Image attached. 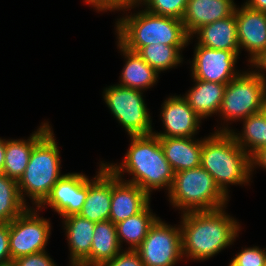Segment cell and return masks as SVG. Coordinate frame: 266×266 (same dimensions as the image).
Listing matches in <instances>:
<instances>
[{
  "label": "cell",
  "instance_id": "obj_33",
  "mask_svg": "<svg viewBox=\"0 0 266 266\" xmlns=\"http://www.w3.org/2000/svg\"><path fill=\"white\" fill-rule=\"evenodd\" d=\"M11 266H57L46 251L19 257Z\"/></svg>",
  "mask_w": 266,
  "mask_h": 266
},
{
  "label": "cell",
  "instance_id": "obj_40",
  "mask_svg": "<svg viewBox=\"0 0 266 266\" xmlns=\"http://www.w3.org/2000/svg\"><path fill=\"white\" fill-rule=\"evenodd\" d=\"M263 112L266 114V96L263 101Z\"/></svg>",
  "mask_w": 266,
  "mask_h": 266
},
{
  "label": "cell",
  "instance_id": "obj_30",
  "mask_svg": "<svg viewBox=\"0 0 266 266\" xmlns=\"http://www.w3.org/2000/svg\"><path fill=\"white\" fill-rule=\"evenodd\" d=\"M266 248L258 246L240 250L233 258L241 266H266Z\"/></svg>",
  "mask_w": 266,
  "mask_h": 266
},
{
  "label": "cell",
  "instance_id": "obj_3",
  "mask_svg": "<svg viewBox=\"0 0 266 266\" xmlns=\"http://www.w3.org/2000/svg\"><path fill=\"white\" fill-rule=\"evenodd\" d=\"M116 21L118 42L127 50L137 53L150 44L188 45L191 37L182 20L153 14L146 9L126 14Z\"/></svg>",
  "mask_w": 266,
  "mask_h": 266
},
{
  "label": "cell",
  "instance_id": "obj_1",
  "mask_svg": "<svg viewBox=\"0 0 266 266\" xmlns=\"http://www.w3.org/2000/svg\"><path fill=\"white\" fill-rule=\"evenodd\" d=\"M224 208L181 212L183 257L208 260L234 243L241 226Z\"/></svg>",
  "mask_w": 266,
  "mask_h": 266
},
{
  "label": "cell",
  "instance_id": "obj_35",
  "mask_svg": "<svg viewBox=\"0 0 266 266\" xmlns=\"http://www.w3.org/2000/svg\"><path fill=\"white\" fill-rule=\"evenodd\" d=\"M251 175L255 167L261 166V168L266 169V146L257 150L251 157ZM254 168V169H253Z\"/></svg>",
  "mask_w": 266,
  "mask_h": 266
},
{
  "label": "cell",
  "instance_id": "obj_15",
  "mask_svg": "<svg viewBox=\"0 0 266 266\" xmlns=\"http://www.w3.org/2000/svg\"><path fill=\"white\" fill-rule=\"evenodd\" d=\"M101 161L97 175L90 180L87 176V196L78 213L93 222L109 220L111 205V170Z\"/></svg>",
  "mask_w": 266,
  "mask_h": 266
},
{
  "label": "cell",
  "instance_id": "obj_12",
  "mask_svg": "<svg viewBox=\"0 0 266 266\" xmlns=\"http://www.w3.org/2000/svg\"><path fill=\"white\" fill-rule=\"evenodd\" d=\"M86 196L87 176L83 173H66L53 186L50 195L38 209L42 210L49 205L62 218L78 215Z\"/></svg>",
  "mask_w": 266,
  "mask_h": 266
},
{
  "label": "cell",
  "instance_id": "obj_26",
  "mask_svg": "<svg viewBox=\"0 0 266 266\" xmlns=\"http://www.w3.org/2000/svg\"><path fill=\"white\" fill-rule=\"evenodd\" d=\"M241 133L230 129L235 142L251 157L266 146V114L261 111L245 118Z\"/></svg>",
  "mask_w": 266,
  "mask_h": 266
},
{
  "label": "cell",
  "instance_id": "obj_25",
  "mask_svg": "<svg viewBox=\"0 0 266 266\" xmlns=\"http://www.w3.org/2000/svg\"><path fill=\"white\" fill-rule=\"evenodd\" d=\"M158 218L149 202L139 213L115 224L120 246L125 242L129 244L127 250H136Z\"/></svg>",
  "mask_w": 266,
  "mask_h": 266
},
{
  "label": "cell",
  "instance_id": "obj_8",
  "mask_svg": "<svg viewBox=\"0 0 266 266\" xmlns=\"http://www.w3.org/2000/svg\"><path fill=\"white\" fill-rule=\"evenodd\" d=\"M143 97L142 91L118 84L104 89L105 103L129 136L148 135L153 132L152 119Z\"/></svg>",
  "mask_w": 266,
  "mask_h": 266
},
{
  "label": "cell",
  "instance_id": "obj_39",
  "mask_svg": "<svg viewBox=\"0 0 266 266\" xmlns=\"http://www.w3.org/2000/svg\"><path fill=\"white\" fill-rule=\"evenodd\" d=\"M229 266H241L234 259H232L229 263Z\"/></svg>",
  "mask_w": 266,
  "mask_h": 266
},
{
  "label": "cell",
  "instance_id": "obj_21",
  "mask_svg": "<svg viewBox=\"0 0 266 266\" xmlns=\"http://www.w3.org/2000/svg\"><path fill=\"white\" fill-rule=\"evenodd\" d=\"M197 35V43L211 49H222L239 54V43L237 39V23L235 14L206 24L199 28L194 34Z\"/></svg>",
  "mask_w": 266,
  "mask_h": 266
},
{
  "label": "cell",
  "instance_id": "obj_24",
  "mask_svg": "<svg viewBox=\"0 0 266 266\" xmlns=\"http://www.w3.org/2000/svg\"><path fill=\"white\" fill-rule=\"evenodd\" d=\"M122 250L117 237L116 225L110 220L96 222L90 250V266H101Z\"/></svg>",
  "mask_w": 266,
  "mask_h": 266
},
{
  "label": "cell",
  "instance_id": "obj_34",
  "mask_svg": "<svg viewBox=\"0 0 266 266\" xmlns=\"http://www.w3.org/2000/svg\"><path fill=\"white\" fill-rule=\"evenodd\" d=\"M12 264L9 251V223H0V266Z\"/></svg>",
  "mask_w": 266,
  "mask_h": 266
},
{
  "label": "cell",
  "instance_id": "obj_13",
  "mask_svg": "<svg viewBox=\"0 0 266 266\" xmlns=\"http://www.w3.org/2000/svg\"><path fill=\"white\" fill-rule=\"evenodd\" d=\"M237 39L239 49H245L251 64L266 50V13L246 5L236 6Z\"/></svg>",
  "mask_w": 266,
  "mask_h": 266
},
{
  "label": "cell",
  "instance_id": "obj_18",
  "mask_svg": "<svg viewBox=\"0 0 266 266\" xmlns=\"http://www.w3.org/2000/svg\"><path fill=\"white\" fill-rule=\"evenodd\" d=\"M62 220L70 250V266H90L95 222L79 215H70Z\"/></svg>",
  "mask_w": 266,
  "mask_h": 266
},
{
  "label": "cell",
  "instance_id": "obj_31",
  "mask_svg": "<svg viewBox=\"0 0 266 266\" xmlns=\"http://www.w3.org/2000/svg\"><path fill=\"white\" fill-rule=\"evenodd\" d=\"M143 0H84L85 3L92 5L98 12L107 11H128L134 7L142 6Z\"/></svg>",
  "mask_w": 266,
  "mask_h": 266
},
{
  "label": "cell",
  "instance_id": "obj_28",
  "mask_svg": "<svg viewBox=\"0 0 266 266\" xmlns=\"http://www.w3.org/2000/svg\"><path fill=\"white\" fill-rule=\"evenodd\" d=\"M29 205L22 200L17 181L0 173V223H9Z\"/></svg>",
  "mask_w": 266,
  "mask_h": 266
},
{
  "label": "cell",
  "instance_id": "obj_14",
  "mask_svg": "<svg viewBox=\"0 0 266 266\" xmlns=\"http://www.w3.org/2000/svg\"><path fill=\"white\" fill-rule=\"evenodd\" d=\"M164 132H152L158 137H194L200 129L201 118L181 95L169 96L162 104Z\"/></svg>",
  "mask_w": 266,
  "mask_h": 266
},
{
  "label": "cell",
  "instance_id": "obj_2",
  "mask_svg": "<svg viewBox=\"0 0 266 266\" xmlns=\"http://www.w3.org/2000/svg\"><path fill=\"white\" fill-rule=\"evenodd\" d=\"M131 143L122 163H106L105 165L119 178L136 184L150 197L153 190L165 188L170 191L174 180V171L164 155L159 137L148 135H132ZM132 175L125 180L123 173Z\"/></svg>",
  "mask_w": 266,
  "mask_h": 266
},
{
  "label": "cell",
  "instance_id": "obj_7",
  "mask_svg": "<svg viewBox=\"0 0 266 266\" xmlns=\"http://www.w3.org/2000/svg\"><path fill=\"white\" fill-rule=\"evenodd\" d=\"M266 81L255 70L241 72L226 84L222 104L218 112L223 123L216 132H229L228 121H242L263 111ZM222 116V117H221Z\"/></svg>",
  "mask_w": 266,
  "mask_h": 266
},
{
  "label": "cell",
  "instance_id": "obj_9",
  "mask_svg": "<svg viewBox=\"0 0 266 266\" xmlns=\"http://www.w3.org/2000/svg\"><path fill=\"white\" fill-rule=\"evenodd\" d=\"M38 211V208L30 207L9 222V251L12 261L46 251L51 223L50 219L41 217Z\"/></svg>",
  "mask_w": 266,
  "mask_h": 266
},
{
  "label": "cell",
  "instance_id": "obj_16",
  "mask_svg": "<svg viewBox=\"0 0 266 266\" xmlns=\"http://www.w3.org/2000/svg\"><path fill=\"white\" fill-rule=\"evenodd\" d=\"M150 196L136 184L119 179L111 171V205L109 220L117 224L139 213Z\"/></svg>",
  "mask_w": 266,
  "mask_h": 266
},
{
  "label": "cell",
  "instance_id": "obj_10",
  "mask_svg": "<svg viewBox=\"0 0 266 266\" xmlns=\"http://www.w3.org/2000/svg\"><path fill=\"white\" fill-rule=\"evenodd\" d=\"M136 251L145 266H174L184 258L180 225L170 226L159 217Z\"/></svg>",
  "mask_w": 266,
  "mask_h": 266
},
{
  "label": "cell",
  "instance_id": "obj_11",
  "mask_svg": "<svg viewBox=\"0 0 266 266\" xmlns=\"http://www.w3.org/2000/svg\"><path fill=\"white\" fill-rule=\"evenodd\" d=\"M239 54L222 49H211L196 43L191 61L194 79L227 84L241 72L235 69Z\"/></svg>",
  "mask_w": 266,
  "mask_h": 266
},
{
  "label": "cell",
  "instance_id": "obj_5",
  "mask_svg": "<svg viewBox=\"0 0 266 266\" xmlns=\"http://www.w3.org/2000/svg\"><path fill=\"white\" fill-rule=\"evenodd\" d=\"M59 148L51 129L33 148L29 163L17 181L22 200L26 196L38 208L50 195L53 186L64 175L61 174ZM26 195V196H25Z\"/></svg>",
  "mask_w": 266,
  "mask_h": 266
},
{
  "label": "cell",
  "instance_id": "obj_17",
  "mask_svg": "<svg viewBox=\"0 0 266 266\" xmlns=\"http://www.w3.org/2000/svg\"><path fill=\"white\" fill-rule=\"evenodd\" d=\"M234 0H188L182 22L188 35L202 26L231 16L236 8Z\"/></svg>",
  "mask_w": 266,
  "mask_h": 266
},
{
  "label": "cell",
  "instance_id": "obj_23",
  "mask_svg": "<svg viewBox=\"0 0 266 266\" xmlns=\"http://www.w3.org/2000/svg\"><path fill=\"white\" fill-rule=\"evenodd\" d=\"M194 86L183 95L189 106L201 118L218 114L226 84L201 81L193 78Z\"/></svg>",
  "mask_w": 266,
  "mask_h": 266
},
{
  "label": "cell",
  "instance_id": "obj_19",
  "mask_svg": "<svg viewBox=\"0 0 266 266\" xmlns=\"http://www.w3.org/2000/svg\"><path fill=\"white\" fill-rule=\"evenodd\" d=\"M165 158L172 170L180 172L201 165L202 139L194 137H159Z\"/></svg>",
  "mask_w": 266,
  "mask_h": 266
},
{
  "label": "cell",
  "instance_id": "obj_27",
  "mask_svg": "<svg viewBox=\"0 0 266 266\" xmlns=\"http://www.w3.org/2000/svg\"><path fill=\"white\" fill-rule=\"evenodd\" d=\"M185 46L188 45L150 44L142 47L137 53L156 72L161 73L183 62L181 53Z\"/></svg>",
  "mask_w": 266,
  "mask_h": 266
},
{
  "label": "cell",
  "instance_id": "obj_6",
  "mask_svg": "<svg viewBox=\"0 0 266 266\" xmlns=\"http://www.w3.org/2000/svg\"><path fill=\"white\" fill-rule=\"evenodd\" d=\"M168 198L183 213L227 207L229 199L201 166L175 172Z\"/></svg>",
  "mask_w": 266,
  "mask_h": 266
},
{
  "label": "cell",
  "instance_id": "obj_29",
  "mask_svg": "<svg viewBox=\"0 0 266 266\" xmlns=\"http://www.w3.org/2000/svg\"><path fill=\"white\" fill-rule=\"evenodd\" d=\"M188 0H143L147 11L182 20Z\"/></svg>",
  "mask_w": 266,
  "mask_h": 266
},
{
  "label": "cell",
  "instance_id": "obj_32",
  "mask_svg": "<svg viewBox=\"0 0 266 266\" xmlns=\"http://www.w3.org/2000/svg\"><path fill=\"white\" fill-rule=\"evenodd\" d=\"M101 266H145L136 250H123Z\"/></svg>",
  "mask_w": 266,
  "mask_h": 266
},
{
  "label": "cell",
  "instance_id": "obj_38",
  "mask_svg": "<svg viewBox=\"0 0 266 266\" xmlns=\"http://www.w3.org/2000/svg\"><path fill=\"white\" fill-rule=\"evenodd\" d=\"M5 150H6V139L0 138V173H2L5 164L4 160Z\"/></svg>",
  "mask_w": 266,
  "mask_h": 266
},
{
  "label": "cell",
  "instance_id": "obj_4",
  "mask_svg": "<svg viewBox=\"0 0 266 266\" xmlns=\"http://www.w3.org/2000/svg\"><path fill=\"white\" fill-rule=\"evenodd\" d=\"M229 197L230 185L248 184L251 180L250 156L235 142L230 132L211 133L202 138L201 165Z\"/></svg>",
  "mask_w": 266,
  "mask_h": 266
},
{
  "label": "cell",
  "instance_id": "obj_22",
  "mask_svg": "<svg viewBox=\"0 0 266 266\" xmlns=\"http://www.w3.org/2000/svg\"><path fill=\"white\" fill-rule=\"evenodd\" d=\"M117 47L126 59L118 85L145 92L144 90L153 87L158 82L159 73L144 61L138 53L127 50L118 41Z\"/></svg>",
  "mask_w": 266,
  "mask_h": 266
},
{
  "label": "cell",
  "instance_id": "obj_36",
  "mask_svg": "<svg viewBox=\"0 0 266 266\" xmlns=\"http://www.w3.org/2000/svg\"><path fill=\"white\" fill-rule=\"evenodd\" d=\"M255 68V72L266 81V50L258 56L251 64ZM258 70V71H257Z\"/></svg>",
  "mask_w": 266,
  "mask_h": 266
},
{
  "label": "cell",
  "instance_id": "obj_37",
  "mask_svg": "<svg viewBox=\"0 0 266 266\" xmlns=\"http://www.w3.org/2000/svg\"><path fill=\"white\" fill-rule=\"evenodd\" d=\"M243 4L251 9L266 13V0H246Z\"/></svg>",
  "mask_w": 266,
  "mask_h": 266
},
{
  "label": "cell",
  "instance_id": "obj_20",
  "mask_svg": "<svg viewBox=\"0 0 266 266\" xmlns=\"http://www.w3.org/2000/svg\"><path fill=\"white\" fill-rule=\"evenodd\" d=\"M49 122L41 124L35 133L26 140H6L5 164L2 170L7 177L16 181L23 175L34 146L52 129Z\"/></svg>",
  "mask_w": 266,
  "mask_h": 266
}]
</instances>
